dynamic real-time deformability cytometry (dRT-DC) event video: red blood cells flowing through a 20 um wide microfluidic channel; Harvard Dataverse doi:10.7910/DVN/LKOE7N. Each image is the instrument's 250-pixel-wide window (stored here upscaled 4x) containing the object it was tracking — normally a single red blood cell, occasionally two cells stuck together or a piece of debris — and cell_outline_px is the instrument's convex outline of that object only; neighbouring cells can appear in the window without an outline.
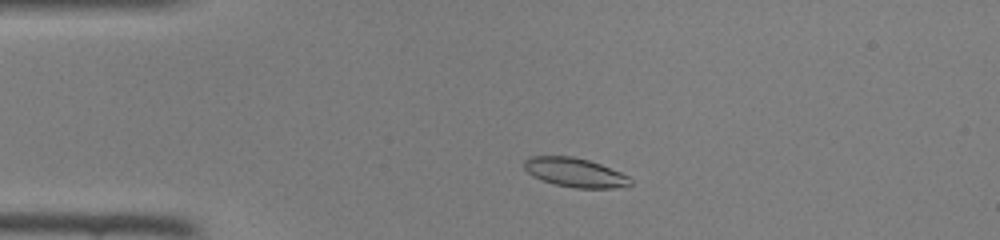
{"species": "common noctule bat (a hibernating species)", "species_latin": "Nyctalus noctula", "temperature_condition": "room temperature", "stored_images_in_passage": 41, "camera_frame_rate_fps": 3000, "um_per_image_px": 0.085, "animal": {"sex": "female", "body_mass_g": 22.0, "forearm_length_mm": 56.7}, "frame": {"image": 1, "passage_image": 5, "time_ms": 1.333, "image_size_px": [1000, 240], "cell_outline_px": [[632, 184], [612, 188], [576, 188], [556, 184], [540, 180], [532, 176], [524, 168], [524, 160], [528, 156], [572, 156], [588, 160], [600, 164], [620, 172], [628, 176], [632, 180]], "centroid_in_image_um": [48.84, 14.65], "position_along_channel_um": 36.2, "area_um2": 17.98}}
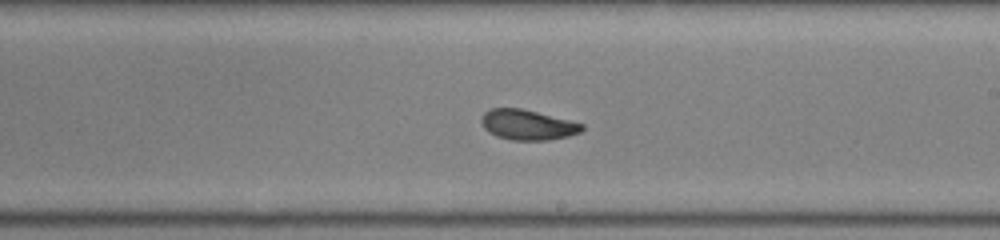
{"frame": {"image": 2, "passage_image": 22, "time_ms": 7.0, "image_size_px": [1000, 240], "cell_outline_px": [[584, 128], [580, 132], [568, 136], [548, 140], [512, 140], [496, 136], [484, 128], [480, 120], [484, 112], [492, 108], [520, 108], [584, 124]], "centroid_in_image_um": [44.82, 10.61], "position_along_channel_um": 244.2, "area_um2": 17.51}}
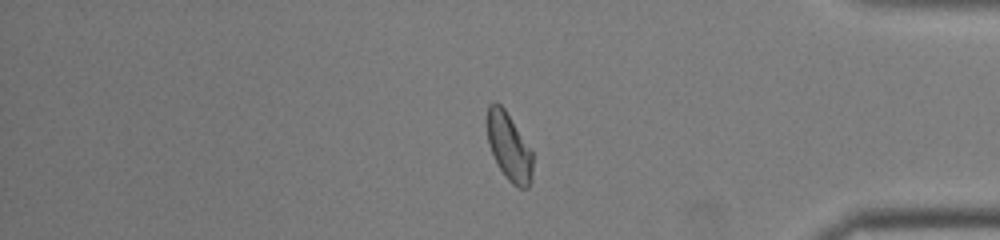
{"frame": {"image": 3, "passage_image": 34, "time_ms": 11.0, "image_size_px": [1000, 240], "cell_outline_px": [[532, 180], [528, 188], [520, 188], [512, 184], [508, 180], [500, 168], [488, 144], [488, 104], [496, 100], [504, 108], [532, 148]], "centroid_in_image_um": [43.3, 12.47], "position_along_channel_um": 391.9, "area_um2": 17.98}}